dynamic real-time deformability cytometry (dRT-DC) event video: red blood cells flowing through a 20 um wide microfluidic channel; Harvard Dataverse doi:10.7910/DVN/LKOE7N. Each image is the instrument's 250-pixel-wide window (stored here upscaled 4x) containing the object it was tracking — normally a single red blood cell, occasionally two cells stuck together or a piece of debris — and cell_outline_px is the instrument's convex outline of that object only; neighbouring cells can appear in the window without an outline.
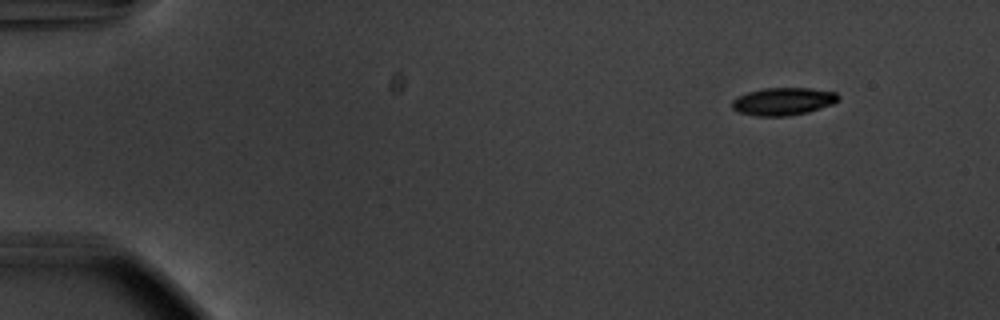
{"species": "common noctule bat (a hibernating species)", "species_latin": "Nyctalus noctula", "temperature_condition": "warm", "stored_images_in_passage": 50, "camera_frame_rate_fps": 3000, "um_per_image_px": 0.085, "animal": {"sex": "male", "body_mass_g": 20.1, "forearm_length_mm": 53.5}, "frame": {"image": 1, "passage_image": 1, "time_ms": 0.0, "image_size_px": [1000, 320], "cell_outline_px": [[840, 100], [832, 104], [808, 112], [788, 116], [756, 116], [736, 112], [732, 108], [732, 100], [748, 92], [764, 88], [812, 88], [836, 92], [840, 96]], "centroid_in_image_um": [66.58, 8.62], "position_along_channel_um": 18.4, "area_um2": 17.22}}
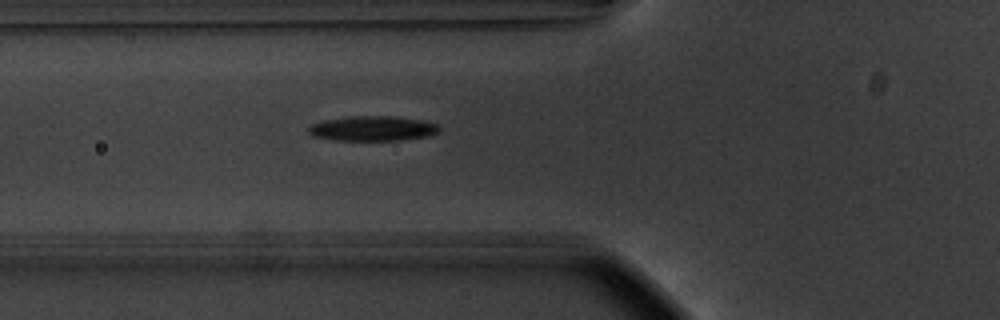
{"frame": {"image": 2, "passage_image": 16, "time_ms": 5.0, "image_size_px": [1000, 320], "cell_outline_px": [[440, 128], [436, 132], [428, 136], [400, 140], [332, 140], [312, 136], [308, 132], [308, 128], [312, 124], [320, 120], [352, 116], [388, 116], [420, 120], [436, 124]], "centroid_in_image_um": [31.59, 10.92], "position_along_channel_um": 94.2, "area_um2": 18.84}}
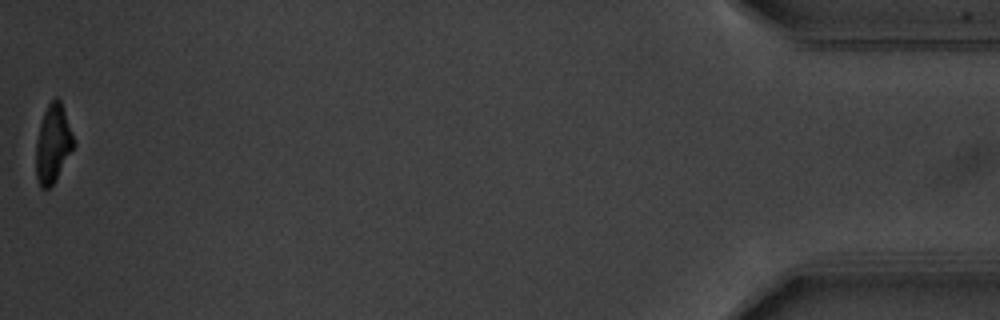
{"frame": {"image": 3, "passage_image": 50, "time_ms": 16.333, "image_size_px": [1000, 320], "cell_outline_px": [[76, 144], [52, 184], [48, 188], [40, 188], [36, 176], [36, 144], [40, 124], [44, 112], [48, 104], [56, 96], [60, 100], [76, 140]], "centroid_in_image_um": [4.51, 12.19], "position_along_channel_um": 430.7, "area_um2": 17.05}, "authors_computed_cell_mechanics": {"area_um2": 18.6694, "velocity_mm_per_s": 3.7493, "shape_relaxation_time_tau1_ms": 3.1855, "shape_relaxation_time_tau2_ms": null, "deformation_change_tau1": 0.1457, "deformation_change_tau2": null}}